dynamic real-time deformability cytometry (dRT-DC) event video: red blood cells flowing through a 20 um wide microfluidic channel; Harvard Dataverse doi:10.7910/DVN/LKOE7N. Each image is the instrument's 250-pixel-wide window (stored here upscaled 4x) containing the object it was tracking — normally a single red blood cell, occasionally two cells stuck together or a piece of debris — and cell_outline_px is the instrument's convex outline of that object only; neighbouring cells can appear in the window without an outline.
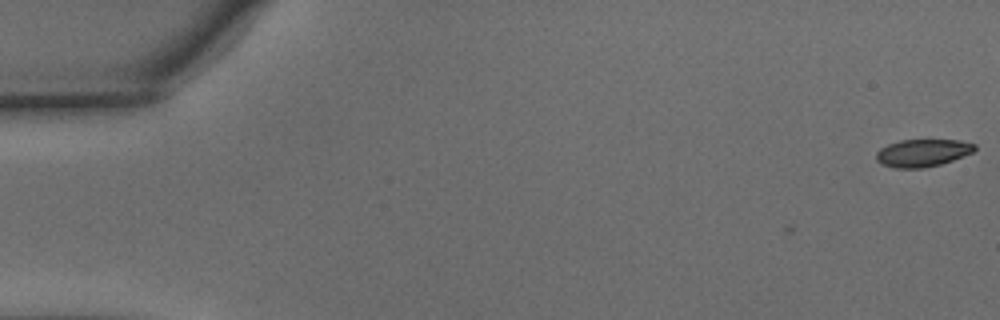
{"species": "common noctule bat (a hibernating species)", "species_latin": "Nyctalus noctula", "temperature_condition": "warm", "stored_images_in_passage": 4, "camera_frame_rate_fps": 3000, "um_per_image_px": 0.085, "animal": {"sex": "male", "body_mass_g": 15.6}, "frame": {"image": 1, "passage_image": 1, "time_ms": 0.0, "image_size_px": [1000, 320], "cell_outline_px": [[976, 148], [972, 152], [952, 160], [940, 164], [924, 168], [896, 168], [880, 164], [876, 160], [876, 152], [880, 148], [888, 144], [900, 140], [960, 140], [976, 144]], "centroid_in_image_um": [78.39, 12.99], "position_along_channel_um": 6.6, "area_um2": 15.78}}